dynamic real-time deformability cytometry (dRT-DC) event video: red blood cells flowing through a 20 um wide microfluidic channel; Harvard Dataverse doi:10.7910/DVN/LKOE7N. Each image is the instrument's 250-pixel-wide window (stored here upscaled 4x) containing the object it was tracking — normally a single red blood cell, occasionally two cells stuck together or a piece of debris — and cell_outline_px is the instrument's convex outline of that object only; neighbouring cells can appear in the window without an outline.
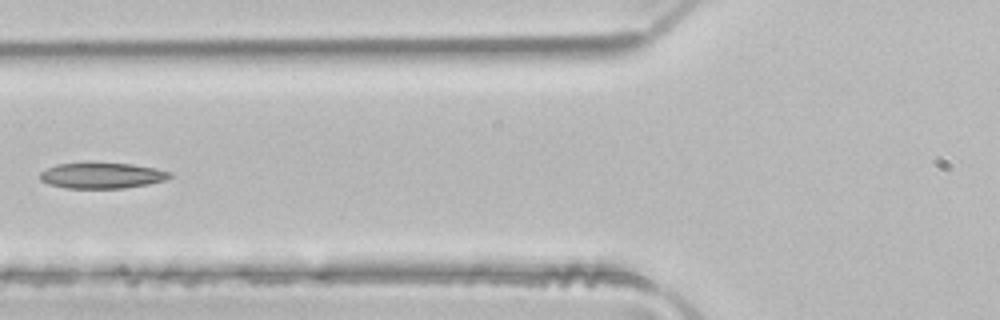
{"species": "common noctule bat (a hibernating species)", "species_latin": "Nyctalus noctula", "temperature_condition": "room temperature", "stored_images_in_passage": 4, "camera_frame_rate_fps": 3000, "um_per_image_px": 0.085, "animal": {"sex": "male", "body_mass_g": 21.5, "forearm_length_mm": 52.0}, "frame": {"image": 1, "passage_image": 4, "time_ms": 1.0, "image_size_px": [1000, 320], "cell_outline_px": [[172, 176], [168, 180], [148, 184], [124, 188], [64, 188], [48, 184], [40, 180], [40, 172], [56, 164], [132, 164], [156, 168], [172, 172]], "centroid_in_image_um": [8.7, 14.94], "position_along_channel_um": 117.1, "area_um2": 19.31}}